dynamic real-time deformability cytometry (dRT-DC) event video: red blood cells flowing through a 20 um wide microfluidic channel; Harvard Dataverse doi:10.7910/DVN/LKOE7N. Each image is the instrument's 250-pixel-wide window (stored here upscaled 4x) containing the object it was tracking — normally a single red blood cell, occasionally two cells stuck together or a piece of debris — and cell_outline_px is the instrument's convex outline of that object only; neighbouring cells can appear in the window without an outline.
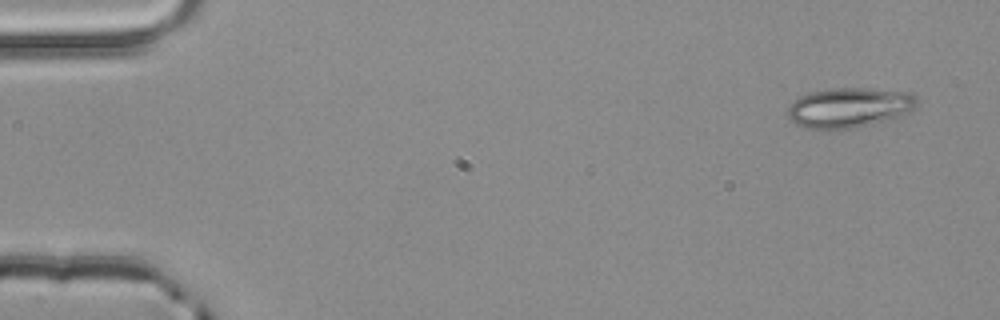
{"species": "common noctule bat (a hibernating species)", "species_latin": "Nyctalus noctula", "temperature_condition": "room temperature", "stored_images_in_passage": 3, "camera_frame_rate_fps": 3000, "um_per_image_px": 0.085, "animal": {"sex": "male", "body_mass_g": 20.4}, "frame": {"image": 1, "passage_image": 1, "time_ms": 0.0, "image_size_px": [1000, 320], "cell_outline_px": [[916, 104], [908, 112], [900, 116], [868, 124], [848, 128], [804, 128], [796, 124], [788, 116], [788, 104], [800, 96], [812, 92], [828, 88], [868, 88], [912, 92], [916, 96]], "centroid_in_image_um": [72.16, 9.11], "position_along_channel_um": 12.8, "area_um2": 29.71}}